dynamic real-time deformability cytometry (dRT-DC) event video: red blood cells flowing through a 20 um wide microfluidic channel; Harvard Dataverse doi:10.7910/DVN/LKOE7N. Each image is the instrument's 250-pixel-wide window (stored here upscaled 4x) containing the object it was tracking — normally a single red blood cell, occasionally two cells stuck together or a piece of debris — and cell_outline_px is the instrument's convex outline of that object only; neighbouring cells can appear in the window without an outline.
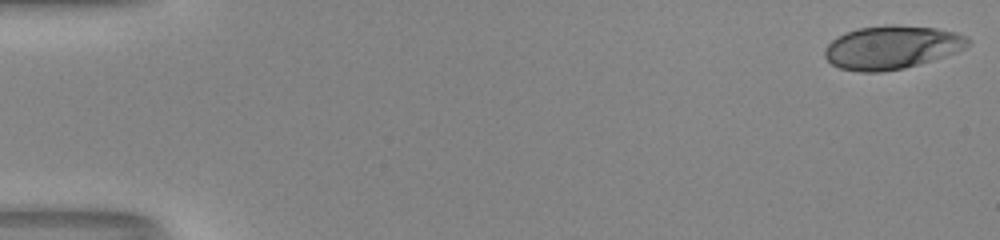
{"species": "human", "species_latin": "Homo sapiens", "temperature_condition": "room temperature", "stored_images_in_passage": 51, "camera_frame_rate_fps": 3000, "um_per_image_px": 0.085, "donor": {"sex": "male"}, "frame": {"image": 1, "passage_image": 1, "time_ms": 0.0, "image_size_px": [1000, 240], "cell_outline_px": [[972, 44], [956, 52], [920, 64], [904, 68], [880, 72], [860, 72], [840, 68], [832, 64], [824, 56], [824, 48], [832, 40], [844, 32], [856, 28], [884, 24], [896, 24], [936, 28], [956, 32], [968, 36], [972, 40]], "centroid_in_image_um": [75.81, 4.0], "position_along_channel_um": 9.2, "area_um2": 36.7}}
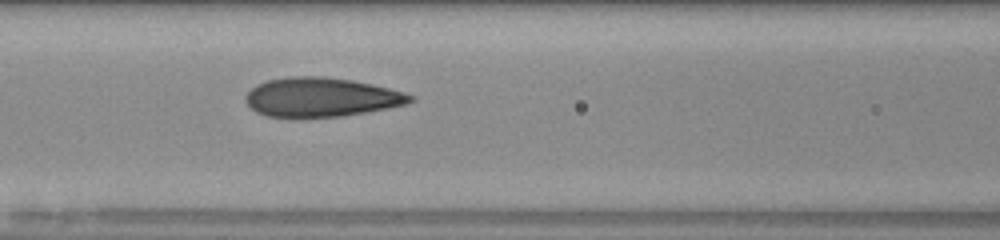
{"frame": {"image": 2, "passage_image": 23, "time_ms": 7.333, "image_size_px": [1000, 240], "cell_outline_px": [[416, 100], [408, 104], [388, 108], [344, 116], [268, 116], [256, 112], [244, 100], [244, 96], [256, 84], [268, 80], [288, 76], [320, 76], [352, 80], [372, 84], [404, 92], [416, 96]], "centroid_in_image_um": [27.34, 8.25], "position_along_channel_um": 139.3, "area_um2": 37.45}}
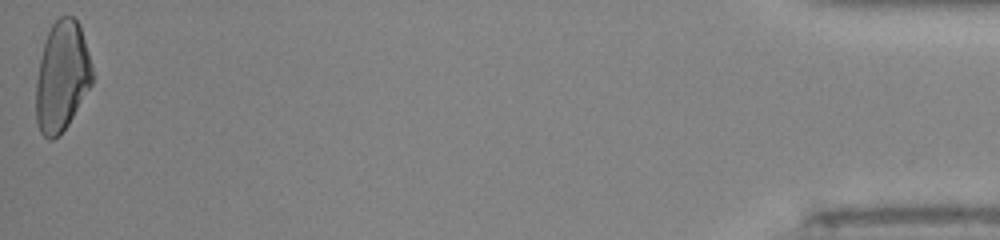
{"frame": {"image": 3, "passage_image": 51, "time_ms": 16.667, "image_size_px": [1000, 240], "cell_outline_px": [[92, 84], [68, 124], [52, 140], [48, 140], [40, 132], [36, 124], [36, 80], [44, 40], [52, 24], [60, 16], [72, 16], [80, 24], [88, 52], [92, 68]], "centroid_in_image_um": [5.25, 6.49], "position_along_channel_um": 430.0, "area_um2": 35.95}, "authors_computed_cell_mechanics": {"area_um2": 36.5296, "velocity_mm_per_s": 4.1493, "shape_relaxation_time_tau1_ms": 6.5367, "shape_relaxation_time_tau2_ms": 0.9466, "deformation_change_tau1": 0.2274, "deformation_change_tau2": 0.0699}}